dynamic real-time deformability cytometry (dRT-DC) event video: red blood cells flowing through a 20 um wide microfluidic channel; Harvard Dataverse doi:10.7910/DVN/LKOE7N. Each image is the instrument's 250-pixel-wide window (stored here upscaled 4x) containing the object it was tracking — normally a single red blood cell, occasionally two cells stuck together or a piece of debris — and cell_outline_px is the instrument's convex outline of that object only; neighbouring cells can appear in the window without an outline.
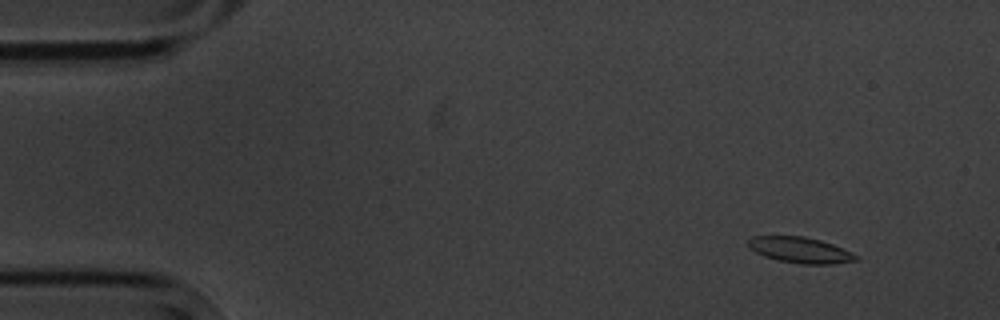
{"species": "common noctule bat (a hibernating species)", "species_latin": "Nyctalus noctula", "temperature_condition": "cold", "stored_images_in_passage": 6, "camera_frame_rate_fps": 3000, "um_per_image_px": 0.085, "animal": {"sex": "male", "body_mass_g": 20.1, "forearm_length_mm": 53.5}, "frame": {"image": 1, "passage_image": 2, "time_ms": 1.0, "image_size_px": [1000, 320], "cell_outline_px": [[860, 260], [832, 264], [800, 264], [780, 260], [764, 256], [748, 248], [748, 240], [752, 236], [804, 236], [820, 240], [832, 244], [860, 256]], "centroid_in_image_um": [68.03, 21.25], "position_along_channel_um": 17.0, "area_um2": 16.24}}